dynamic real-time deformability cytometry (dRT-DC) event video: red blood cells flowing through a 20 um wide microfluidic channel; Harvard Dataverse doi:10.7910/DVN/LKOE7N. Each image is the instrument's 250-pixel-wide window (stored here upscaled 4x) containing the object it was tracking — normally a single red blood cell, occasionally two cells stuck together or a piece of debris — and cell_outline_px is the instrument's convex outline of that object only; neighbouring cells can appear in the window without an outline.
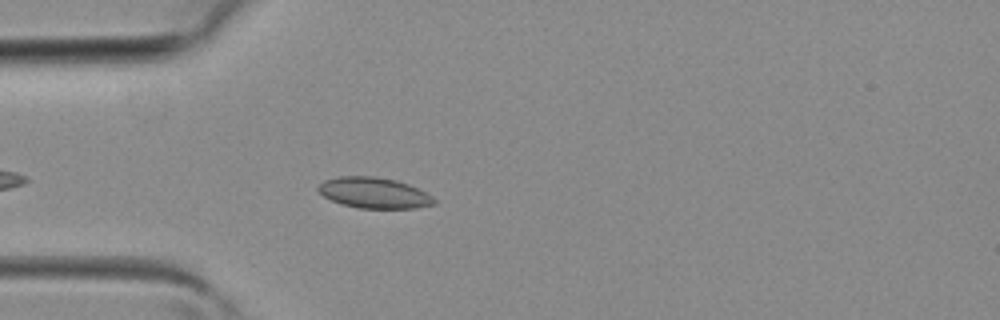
{"species": "common noctule bat (a hibernating species)", "species_latin": "Nyctalus noctula", "temperature_condition": "room temperature", "stored_images_in_passage": 33, "camera_frame_rate_fps": 3000, "um_per_image_px": 0.085, "animal": {"sex": "female", "body_mass_g": 19.3, "forearm_length_mm": 54.1}, "frame": {"image": 1, "passage_image": 4, "time_ms": 1.0, "image_size_px": [1000, 320], "cell_outline_px": [[436, 204], [416, 208], [360, 208], [344, 204], [332, 200], [324, 196], [316, 188], [324, 180], [336, 176], [376, 176], [396, 180], [408, 184], [432, 196], [436, 200]], "centroid_in_image_um": [31.79, 16.38], "position_along_channel_um": 53.2, "area_um2": 20.69}}
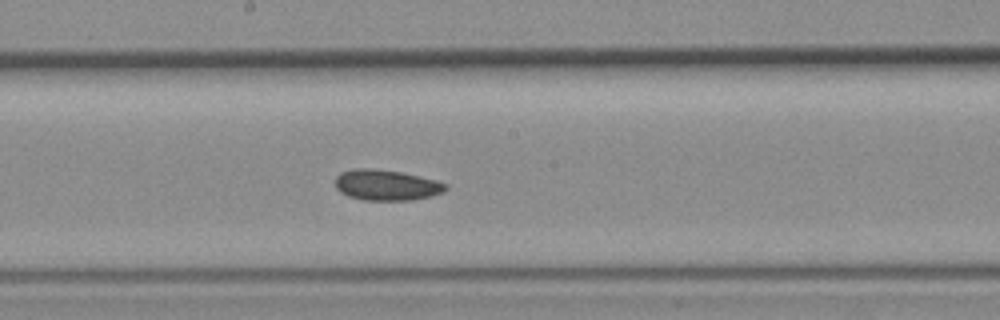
{"frame": {"image": 2, "passage_image": 14, "time_ms": 4.333, "image_size_px": [1000, 320], "cell_outline_px": [[448, 188], [444, 192], [432, 196], [412, 200], [364, 200], [348, 196], [340, 192], [336, 188], [336, 176], [340, 172], [356, 168], [364, 168], [400, 172], [436, 180], [448, 184]], "centroid_in_image_um": [32.86, 15.74], "position_along_channel_um": 215.3, "area_um2": 19.71}}
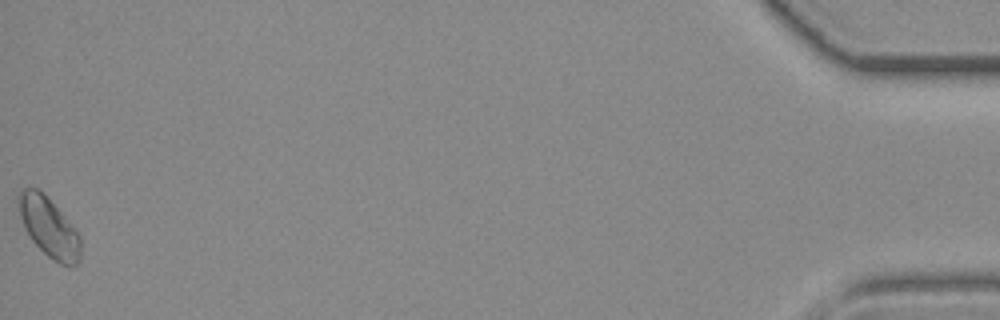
{"frame": {"image": 3, "passage_image": 33, "time_ms": 10.667, "image_size_px": [1000, 320], "cell_outline_px": [[80, 260], [72, 268], [60, 264], [48, 256], [28, 236], [24, 228], [20, 216], [16, 200], [16, 196], [24, 188], [36, 188], [44, 192], [80, 236]], "centroid_in_image_um": [4.13, 19.31], "position_along_channel_um": 431.1, "area_um2": 21.5}}